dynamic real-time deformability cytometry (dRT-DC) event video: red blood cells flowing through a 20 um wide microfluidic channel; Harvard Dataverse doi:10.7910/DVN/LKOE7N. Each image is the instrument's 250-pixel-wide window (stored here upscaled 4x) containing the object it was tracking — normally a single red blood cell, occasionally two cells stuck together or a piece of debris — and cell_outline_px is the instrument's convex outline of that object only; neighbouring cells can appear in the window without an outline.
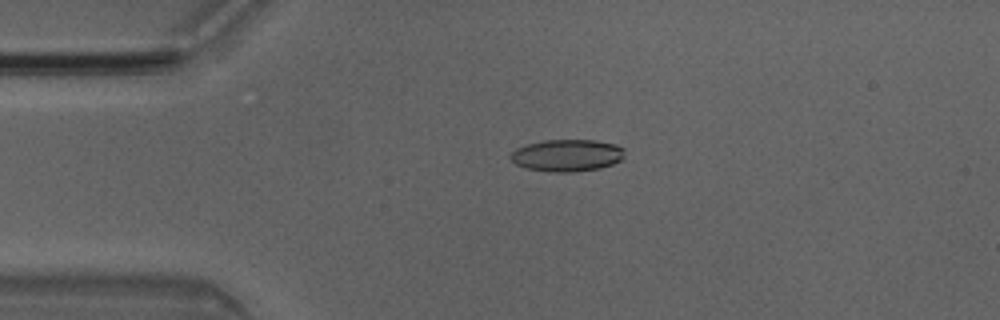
{"species": "Egyptian fruit bat (a non-hibernating species)", "species_latin": "Rousettus aegyptiacus", "temperature_condition": "room temperature", "stored_images_in_passage": 3, "camera_frame_rate_fps": 3000, "um_per_image_px": 0.085, "animal": {"sex": "male"}, "frame": {"image": 1, "passage_image": 2, "time_ms": 0.333, "image_size_px": [1000, 320], "cell_outline_px": [[624, 156], [620, 160], [612, 164], [600, 168], [572, 172], [552, 172], [524, 168], [516, 164], [508, 156], [516, 148], [528, 144], [544, 140], [596, 140], [616, 144], [624, 148]], "centroid_in_image_um": [48.19, 13.2], "position_along_channel_um": 36.8, "area_um2": 21.39}}